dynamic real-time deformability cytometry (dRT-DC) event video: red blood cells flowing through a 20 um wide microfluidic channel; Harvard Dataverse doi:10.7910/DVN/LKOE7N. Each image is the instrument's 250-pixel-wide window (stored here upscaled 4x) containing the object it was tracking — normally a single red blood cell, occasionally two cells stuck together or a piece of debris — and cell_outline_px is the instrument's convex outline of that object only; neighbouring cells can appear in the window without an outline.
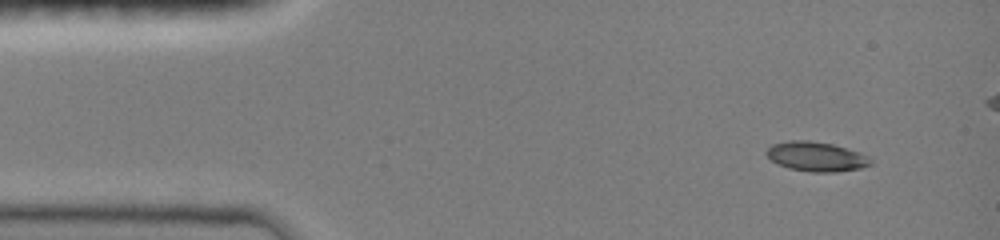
{"species": "common noctule bat (a hibernating species)", "species_latin": "Nyctalus noctula", "temperature_condition": "room temperature", "stored_images_in_passage": 20, "camera_frame_rate_fps": 3000, "um_per_image_px": 0.085, "animal": {"sex": "female", "body_mass_g": 19.0, "forearm_length_mm": 51.5}, "frame": {"image": 1, "passage_image": 1, "time_ms": 0.0, "image_size_px": [1000, 240], "cell_outline_px": [[872, 164], [860, 168], [836, 172], [808, 172], [788, 168], [776, 164], [764, 152], [772, 144], [788, 140], [808, 140], [832, 144], [860, 152], [868, 156], [872, 160]], "centroid_in_image_um": [69.37, 13.31], "position_along_channel_um": 15.6, "area_um2": 18.09}}
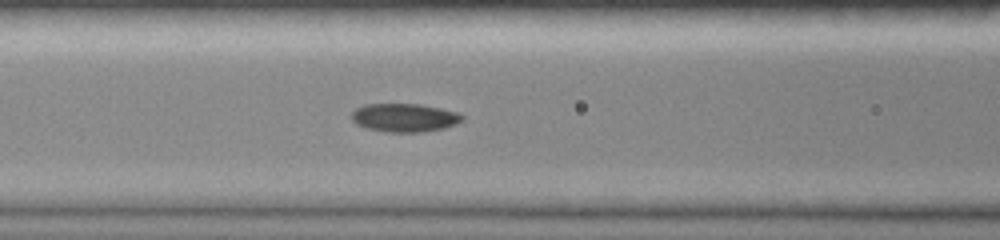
{"frame": {"image": 2, "passage_image": 16, "time_ms": 5.0, "image_size_px": [1000, 240], "cell_outline_px": [[464, 120], [456, 124], [444, 128], [420, 132], [388, 132], [368, 128], [356, 124], [352, 120], [352, 112], [356, 108], [364, 104], [420, 104], [440, 108], [456, 112], [464, 116]], "centroid_in_image_um": [34.39, 10.0], "position_along_channel_um": 132.2, "area_um2": 18.26}}
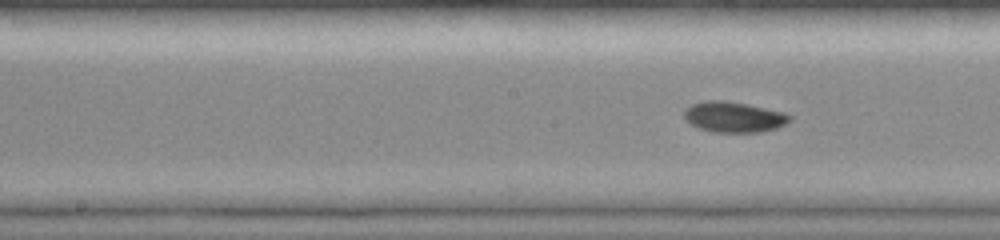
{"frame": {"image": 3, "passage_image": 20, "time_ms": 6.333, "image_size_px": [1000, 240], "cell_outline_px": [[792, 120], [776, 128], [760, 132], [716, 132], [696, 128], [684, 116], [684, 108], [692, 104], [708, 100], [724, 100], [748, 104], [784, 112], [792, 116]], "centroid_in_image_um": [62.38, 9.94], "position_along_channel_um": 185.8, "area_um2": 18.84}}